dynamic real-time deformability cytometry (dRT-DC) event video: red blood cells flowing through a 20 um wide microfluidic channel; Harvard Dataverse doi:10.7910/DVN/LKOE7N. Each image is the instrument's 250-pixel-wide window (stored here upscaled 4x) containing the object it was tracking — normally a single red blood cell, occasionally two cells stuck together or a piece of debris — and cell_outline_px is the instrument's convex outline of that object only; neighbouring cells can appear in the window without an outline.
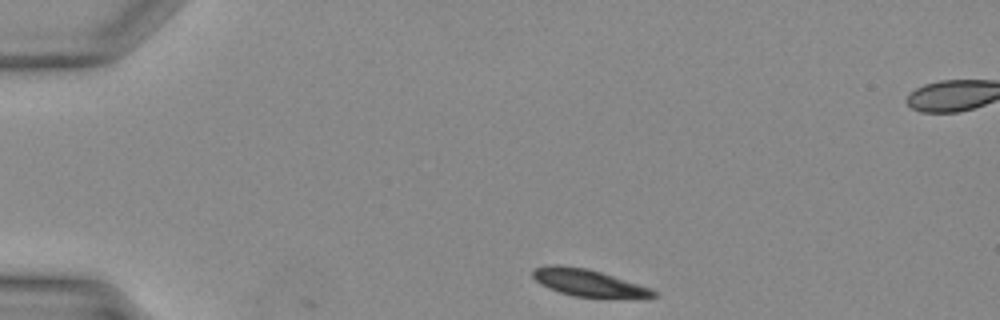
{"species": "Egyptian fruit bat (a non-hibernating species)", "species_latin": "Rousettus aegyptiacus", "temperature_condition": "warm", "stored_images_in_passage": 4, "camera_frame_rate_fps": 3000, "um_per_image_px": 0.085, "animal": {"sex": "female"}, "frame": {"image": 1, "passage_image": 1, "time_ms": 0.0, "image_size_px": [1000, 320], "cell_outline_px": [[656, 296], [576, 296], [560, 292], [536, 280], [532, 276], [532, 268], [548, 264], [556, 264], [588, 268], [652, 288], [656, 292]], "centroid_in_image_um": [49.93, 23.98], "position_along_channel_um": 35.1, "area_um2": 18.26}}